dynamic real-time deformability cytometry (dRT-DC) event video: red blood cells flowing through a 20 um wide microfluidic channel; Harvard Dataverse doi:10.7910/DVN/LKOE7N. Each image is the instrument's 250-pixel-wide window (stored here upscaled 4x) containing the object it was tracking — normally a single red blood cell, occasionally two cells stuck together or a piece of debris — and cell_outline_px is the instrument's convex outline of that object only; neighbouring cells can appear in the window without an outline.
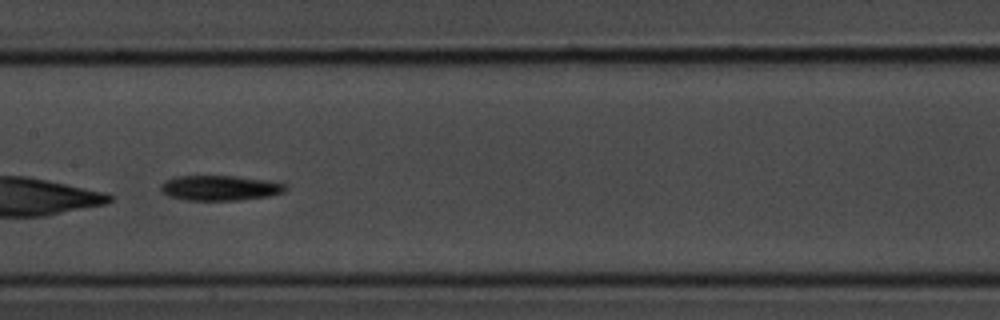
{"species": "common noctule bat (a hibernating species)", "species_latin": "Nyctalus noctula", "temperature_condition": "room temperature", "stored_images_in_passage": 34, "camera_frame_rate_fps": 3000, "um_per_image_px": 0.085, "animal": {"sex": "male", "body_mass_g": 20.1, "forearm_length_mm": 53.5}, "frame": {"image": 1, "passage_image": 15, "time_ms": 4.667, "image_size_px": [1000, 320], "cell_outline_px": [[288, 188], [284, 192], [268, 196], [236, 200], [188, 200], [168, 196], [160, 188], [160, 184], [164, 180], [172, 176], [236, 176], [264, 180], [288, 184]], "centroid_in_image_um": [18.68, 15.96], "position_along_channel_um": 188.7, "area_um2": 18.26}}
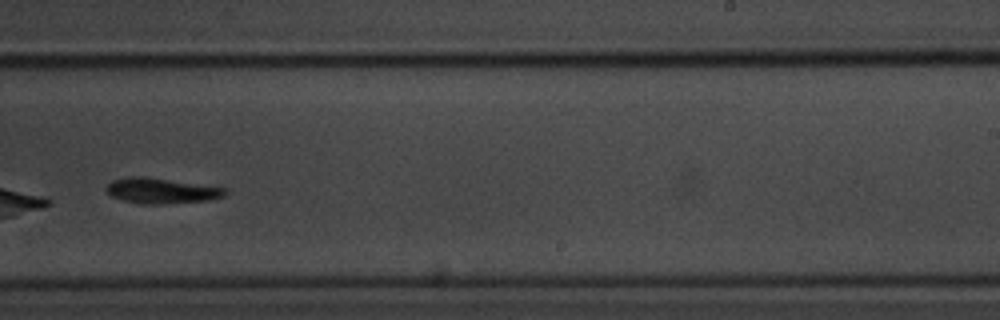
{"frame": {"image": 2, "passage_image": 20, "time_ms": 6.333, "image_size_px": [1000, 320], "cell_outline_px": [[228, 192], [224, 196], [208, 200], [160, 204], [140, 204], [124, 200], [112, 196], [108, 192], [108, 184], [112, 180], [128, 176], [144, 176], [228, 188]], "centroid_in_image_um": [13.75, 16.2], "position_along_channel_um": 275.3, "area_um2": 17.51}}
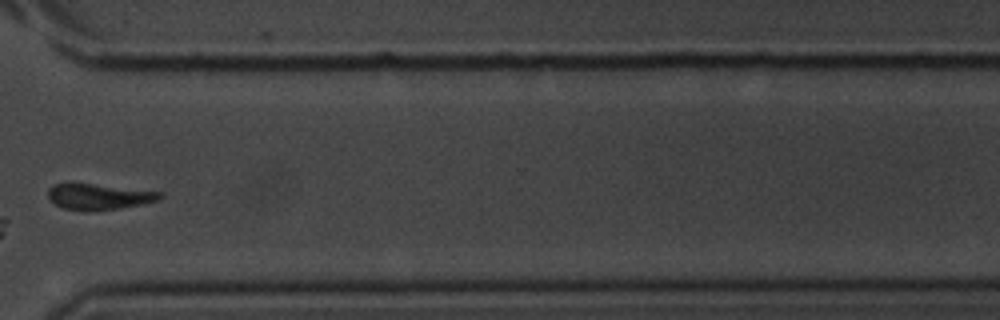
{"frame": {"image": 3, "passage_image": 25, "time_ms": 8.0, "image_size_px": [1000, 320], "cell_outline_px": [[164, 196], [160, 200], [120, 208], [92, 212], [84, 212], [64, 208], [48, 200], [48, 188], [52, 184], [68, 180], [72, 180], [164, 192]], "centroid_in_image_um": [8.35, 16.67], "position_along_channel_um": 362.3, "area_um2": 18.09}}